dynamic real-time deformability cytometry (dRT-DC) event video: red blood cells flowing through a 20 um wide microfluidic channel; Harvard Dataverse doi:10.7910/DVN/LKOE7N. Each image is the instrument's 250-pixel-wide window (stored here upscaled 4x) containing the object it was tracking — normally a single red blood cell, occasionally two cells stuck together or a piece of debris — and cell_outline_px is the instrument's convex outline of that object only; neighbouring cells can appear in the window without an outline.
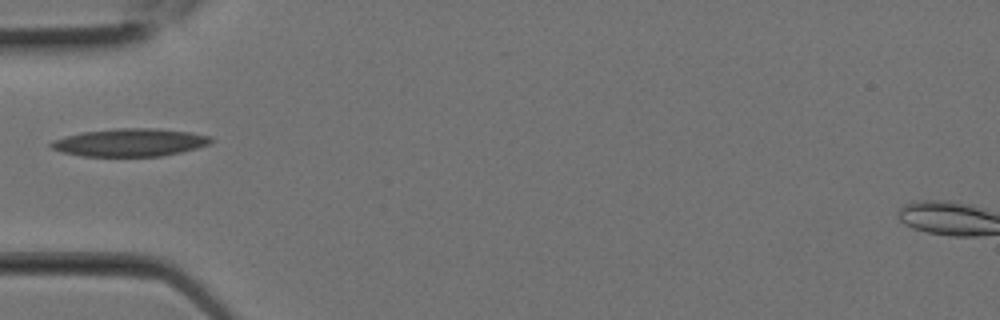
{"species": "Egyptian fruit bat (a non-hibernating species)", "species_latin": "Rousettus aegyptiacus", "temperature_condition": "room temperature", "stored_images_in_passage": 2, "camera_frame_rate_fps": 3000, "um_per_image_px": 0.085, "animal": {"sex": "female"}, "frame": {"image": 1, "passage_image": 2, "time_ms": 0.333, "image_size_px": [1000, 320], "cell_outline_px": [[216, 140], [212, 144], [180, 152], [160, 156], [80, 156], [60, 152], [52, 148], [48, 144], [52, 140], [84, 132], [116, 128], [156, 128], [188, 132], [212, 136]], "centroid_in_image_um": [11.08, 12.11], "position_along_channel_um": 73.9, "area_um2": 26.01}}